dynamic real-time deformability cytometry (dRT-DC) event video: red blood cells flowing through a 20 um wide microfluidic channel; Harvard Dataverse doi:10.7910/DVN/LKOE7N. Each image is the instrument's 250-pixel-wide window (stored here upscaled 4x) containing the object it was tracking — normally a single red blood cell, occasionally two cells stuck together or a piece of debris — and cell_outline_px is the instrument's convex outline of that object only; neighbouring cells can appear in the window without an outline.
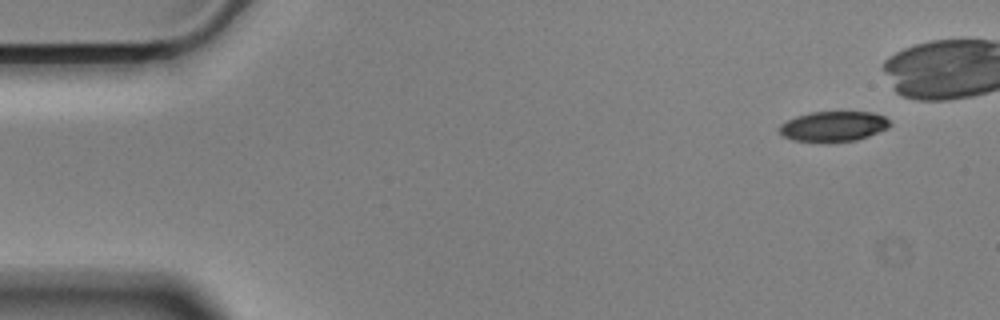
{"species": "Egyptian fruit bat (a non-hibernating species)", "species_latin": "Rousettus aegyptiacus", "temperature_condition": "cold", "stored_images_in_passage": 43, "camera_frame_rate_fps": 3000, "um_per_image_px": 0.085, "animal": {"sex": "male"}, "frame": {"image": 1, "passage_image": 1, "time_ms": 0.0, "image_size_px": [1000, 320], "cell_outline_px": [[892, 124], [888, 128], [868, 136], [856, 140], [792, 140], [784, 136], [780, 132], [780, 124], [796, 116], [812, 112], [872, 112], [884, 116]], "centroid_in_image_um": [70.88, 10.71], "position_along_channel_um": 14.1, "area_um2": 18.84}}
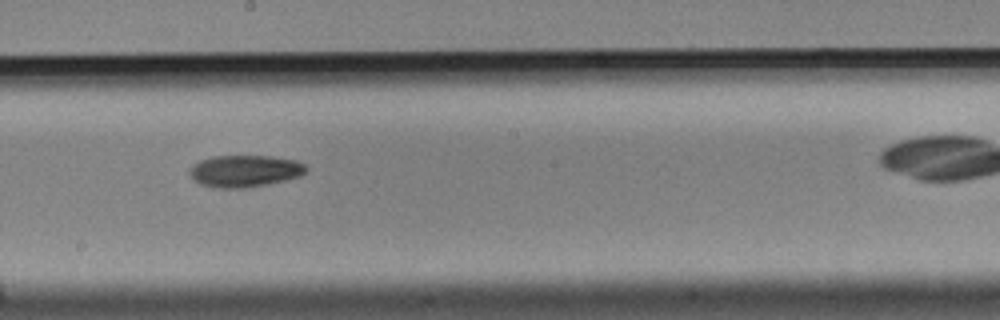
{"frame": {"image": 2, "passage_image": 28, "time_ms": 9.0, "image_size_px": [1000, 320], "cell_outline_px": [[308, 168], [300, 176], [268, 184], [244, 188], [216, 188], [200, 184], [192, 180], [188, 172], [192, 164], [200, 160], [212, 156], [272, 156], [296, 160], [304, 164]], "centroid_in_image_um": [20.76, 14.53], "position_along_channel_um": 227.4, "area_um2": 21.85}}
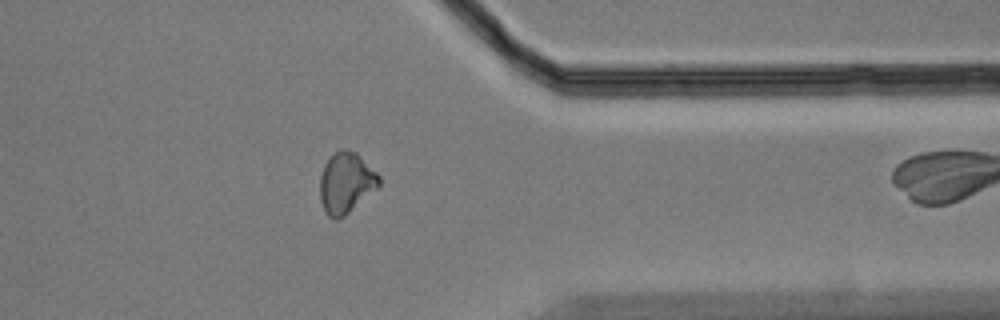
{"frame": {"image": 3, "passage_image": 42, "time_ms": 13.667, "image_size_px": [1000, 320], "cell_outline_px": [[380, 184], [376, 188], [344, 216], [336, 220], [328, 216], [320, 200], [320, 176], [324, 164], [340, 148], [344, 148], [356, 152], [380, 176]], "centroid_in_image_um": [29.4, 15.52], "position_along_channel_um": 382.0, "area_um2": 20.63}}